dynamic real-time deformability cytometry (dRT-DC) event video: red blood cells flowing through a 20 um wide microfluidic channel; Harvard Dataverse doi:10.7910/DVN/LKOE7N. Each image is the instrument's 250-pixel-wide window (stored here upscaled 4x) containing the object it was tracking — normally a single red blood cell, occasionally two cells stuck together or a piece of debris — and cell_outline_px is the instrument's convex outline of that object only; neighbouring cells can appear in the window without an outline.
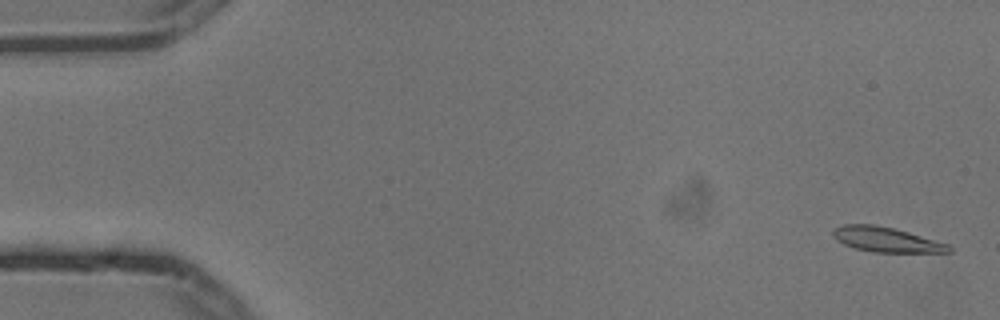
{"species": "common noctule bat (a hibernating species)", "species_latin": "Nyctalus noctula", "temperature_condition": "cold", "stored_images_in_passage": 5, "camera_frame_rate_fps": 3000, "um_per_image_px": 0.085, "animal": {"sex": "male", "body_mass_g": 13.3}, "frame": {"image": 1, "passage_image": 1, "time_ms": 0.0, "image_size_px": [1000, 320], "cell_outline_px": [[952, 252], [872, 252], [856, 248], [844, 244], [836, 240], [832, 236], [832, 232], [836, 228], [844, 224], [876, 224], [908, 232], [948, 244], [952, 248]], "centroid_in_image_um": [75.31, 20.36], "position_along_channel_um": 9.7, "area_um2": 16.65}}